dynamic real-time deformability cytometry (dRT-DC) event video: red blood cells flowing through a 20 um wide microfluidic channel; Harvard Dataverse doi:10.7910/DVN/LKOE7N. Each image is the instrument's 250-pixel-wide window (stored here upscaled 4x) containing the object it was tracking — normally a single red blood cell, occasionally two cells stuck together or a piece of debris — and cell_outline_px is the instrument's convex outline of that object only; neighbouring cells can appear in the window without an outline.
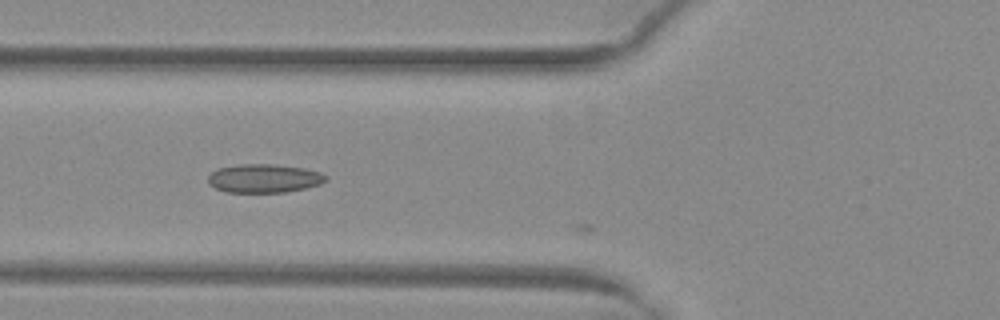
{"species": "common noctule bat (a hibernating species)", "species_latin": "Nyctalus noctula", "temperature_condition": "warm", "stored_images_in_passage": 5, "camera_frame_rate_fps": 3000, "um_per_image_px": 0.085, "animal": {"sex": "female", "body_mass_g": 29.2, "forearm_length_mm": 56.3}, "frame": {"image": 1, "passage_image": 3, "time_ms": 0.667, "image_size_px": [1000, 320], "cell_outline_px": [[328, 180], [320, 184], [288, 192], [224, 192], [208, 184], [208, 176], [212, 172], [220, 168], [240, 164], [272, 164], [304, 168], [320, 172], [328, 176]], "centroid_in_image_um": [22.46, 15.16], "position_along_channel_um": 103.3, "area_um2": 19.65}}